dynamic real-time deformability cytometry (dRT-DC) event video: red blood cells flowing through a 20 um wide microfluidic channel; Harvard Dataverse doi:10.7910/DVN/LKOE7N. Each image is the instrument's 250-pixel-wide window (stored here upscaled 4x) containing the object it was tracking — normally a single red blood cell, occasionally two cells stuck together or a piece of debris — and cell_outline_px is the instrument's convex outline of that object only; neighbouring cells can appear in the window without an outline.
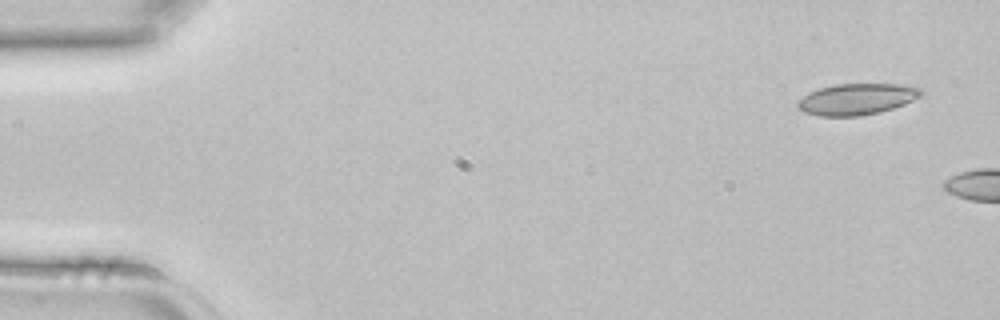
{"species": "common noctule bat (a hibernating species)", "species_latin": "Nyctalus noctula", "temperature_condition": "room temperature", "stored_images_in_passage": 2, "camera_frame_rate_fps": 3000, "um_per_image_px": 0.085, "animal": {"sex": "female", "body_mass_g": 22.7, "forearm_length_mm": 54.2}, "frame": {"image": 1, "passage_image": 1, "time_ms": 0.0, "image_size_px": [1000, 320], "cell_outline_px": [[924, 92], [920, 96], [904, 104], [880, 112], [856, 116], [820, 116], [804, 112], [796, 108], [796, 104], [804, 96], [820, 88], [836, 84], [908, 84], [920, 88]], "centroid_in_image_um": [72.85, 8.42], "position_along_channel_um": 12.2, "area_um2": 22.37}}